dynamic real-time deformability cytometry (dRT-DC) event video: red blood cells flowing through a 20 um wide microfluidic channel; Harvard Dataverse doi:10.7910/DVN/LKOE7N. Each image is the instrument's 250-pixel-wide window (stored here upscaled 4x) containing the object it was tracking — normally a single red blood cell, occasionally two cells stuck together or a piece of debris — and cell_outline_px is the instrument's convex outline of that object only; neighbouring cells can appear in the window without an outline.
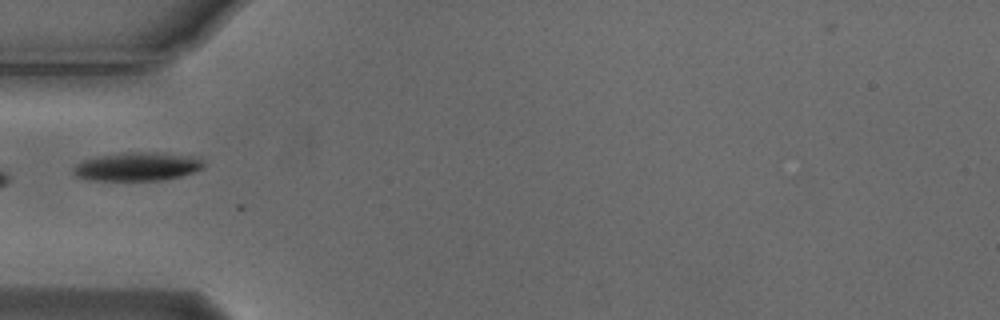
{"species": "Egyptian fruit bat (a non-hibernating species)", "species_latin": "Rousettus aegyptiacus", "temperature_condition": "cold", "stored_images_in_passage": 2, "camera_frame_rate_fps": 3000, "um_per_image_px": 0.085, "animal": {"sex": "male"}, "frame": {"image": 1, "passage_image": 1, "time_ms": 0.0, "image_size_px": [1000, 320], "cell_outline_px": [[204, 168], [196, 172], [164, 180], [88, 180], [76, 176], [72, 172], [72, 168], [76, 164], [84, 160], [96, 156], [124, 152], [164, 152], [200, 156], [204, 160]], "centroid_in_image_um": [11.74, 14.14], "position_along_channel_um": 73.3, "area_um2": 22.25}}